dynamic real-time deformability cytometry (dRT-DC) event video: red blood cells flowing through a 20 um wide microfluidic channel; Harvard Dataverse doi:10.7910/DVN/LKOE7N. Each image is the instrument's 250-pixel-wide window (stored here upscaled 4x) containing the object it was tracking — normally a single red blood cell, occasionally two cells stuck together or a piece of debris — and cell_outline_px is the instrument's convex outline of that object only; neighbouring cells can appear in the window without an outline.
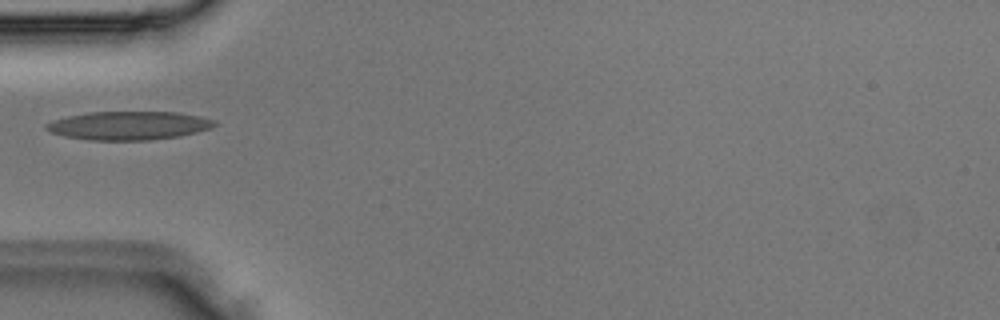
{"species": "Egyptian fruit bat (a non-hibernating species)", "species_latin": "Rousettus aegyptiacus", "temperature_condition": "room temperature", "stored_images_in_passage": 2, "camera_frame_rate_fps": 3000, "um_per_image_px": 0.085, "animal": {"sex": "male"}, "frame": {"image": 1, "passage_image": 2, "time_ms": 0.333, "image_size_px": [1000, 320], "cell_outline_px": [[216, 124], [212, 128], [180, 136], [152, 140], [88, 140], [68, 136], [52, 132], [44, 128], [44, 124], [68, 116], [88, 112], [180, 112], [200, 116], [216, 120]], "centroid_in_image_um": [11.0, 10.67], "position_along_channel_um": 74.0, "area_um2": 27.92}}